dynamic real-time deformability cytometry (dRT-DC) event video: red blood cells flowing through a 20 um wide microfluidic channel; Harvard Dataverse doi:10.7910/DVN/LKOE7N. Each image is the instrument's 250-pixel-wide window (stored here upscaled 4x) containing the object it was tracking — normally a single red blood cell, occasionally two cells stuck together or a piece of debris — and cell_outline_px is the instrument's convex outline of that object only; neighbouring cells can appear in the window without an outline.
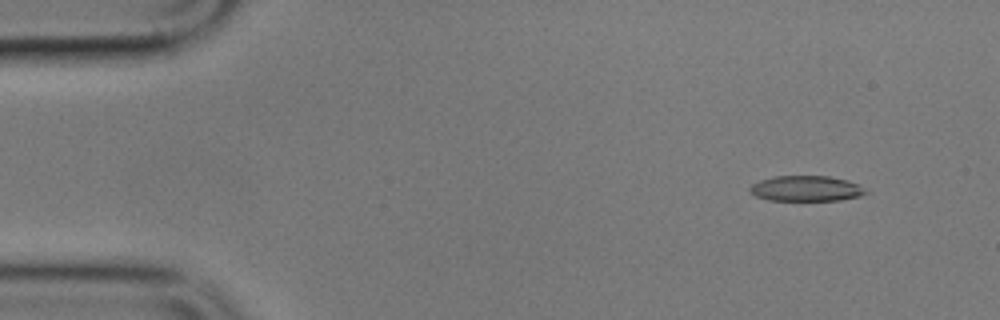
{"species": "common noctule bat (a hibernating species)", "species_latin": "Nyctalus noctula", "temperature_condition": "cold", "stored_images_in_passage": 5, "camera_frame_rate_fps": 3000, "um_per_image_px": 0.085, "animal": {"sex": "male", "body_mass_g": 17.9}, "frame": {"image": 1, "passage_image": 2, "time_ms": 1.0, "image_size_px": [1000, 320], "cell_outline_px": [[872, 192], [860, 196], [840, 200], [768, 200], [756, 196], [748, 188], [752, 184], [760, 180], [772, 176], [828, 176], [848, 180]], "centroid_in_image_um": [68.54, 16.02], "position_along_channel_um": 16.5, "area_um2": 17.22}}
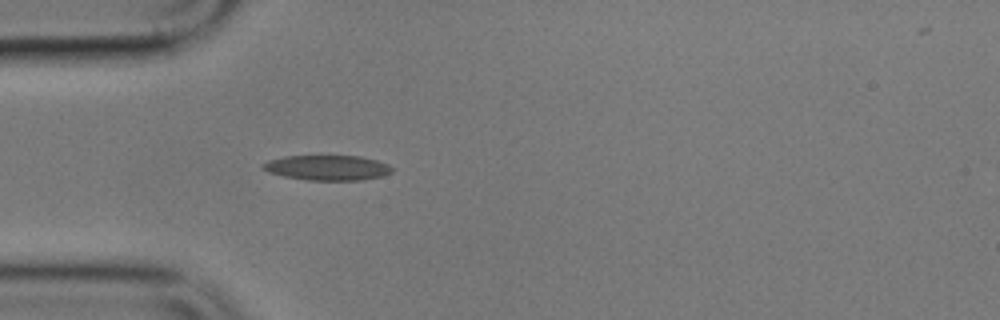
{"frame": {"image": 2, "passage_image": 5, "time_ms": 4.667, "image_size_px": [1000, 320], "cell_outline_px": [[392, 172], [380, 176], [360, 180], [308, 180], [284, 176], [268, 172], [260, 168], [260, 164], [268, 160], [284, 156], [360, 156], [376, 160], [388, 164], [392, 168]], "centroid_in_image_um": [27.77, 14.25], "position_along_channel_um": 57.2, "area_um2": 18.84}}